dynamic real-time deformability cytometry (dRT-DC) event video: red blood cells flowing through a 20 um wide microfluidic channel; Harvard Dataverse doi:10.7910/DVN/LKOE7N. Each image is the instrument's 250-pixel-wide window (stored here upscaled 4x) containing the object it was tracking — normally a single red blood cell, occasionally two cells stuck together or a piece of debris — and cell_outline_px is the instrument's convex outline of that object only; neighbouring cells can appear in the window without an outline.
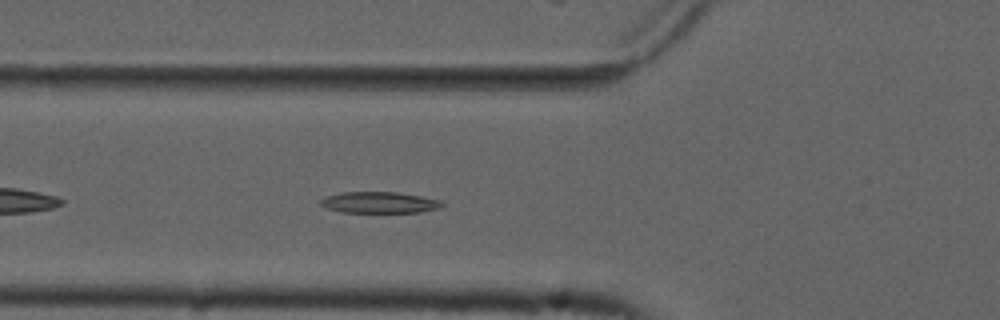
{"species": "common noctule bat (a hibernating species)", "species_latin": "Nyctalus noctula", "temperature_condition": "cold", "stored_images_in_passage": 42, "camera_frame_rate_fps": 3000, "um_per_image_px": 0.085, "animal": {"sex": "male", "forearm_length_mm": 52.5}, "frame": {"image": 1, "passage_image": 7, "time_ms": 2.0, "image_size_px": [1000, 320], "cell_outline_px": [[444, 204], [440, 208], [420, 212], [340, 212], [328, 208], [320, 204], [320, 200], [328, 196], [344, 192], [396, 192], [420, 196], [440, 200]], "centroid_in_image_um": [32.27, 17.21], "position_along_channel_um": 93.5, "area_um2": 14.85}}
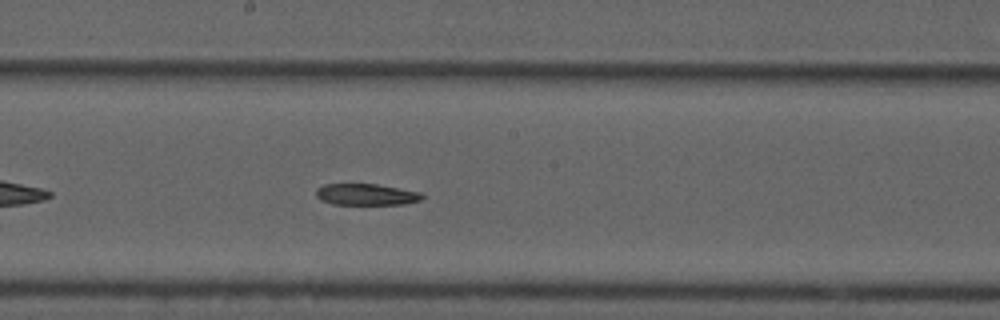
{"frame": {"image": 2, "passage_image": 17, "time_ms": 5.333, "image_size_px": [1000, 320], "cell_outline_px": [[424, 196], [420, 200], [404, 204], [332, 204], [320, 200], [316, 196], [316, 188], [324, 184], [376, 184], [420, 192]], "centroid_in_image_um": [31.09, 16.53], "position_along_channel_um": 217.1, "area_um2": 13.18}}
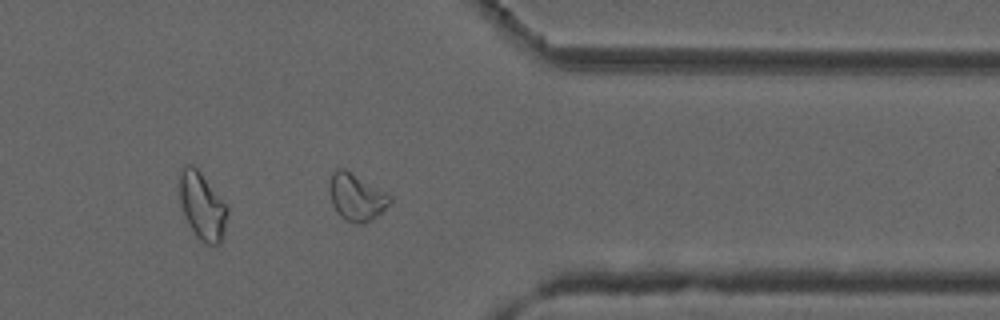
{"frame": {"image": 3, "passage_image": 31, "time_ms": 10.0, "image_size_px": [1000, 320], "cell_outline_px": [[392, 200], [376, 216], [364, 224], [356, 224], [340, 216], [336, 212], [332, 204], [328, 188], [332, 172], [336, 168], [344, 168], [388, 192], [392, 196]], "centroid_in_image_um": [30.28, 16.73], "position_along_channel_um": 381.1, "area_um2": 16.7}, "authors_computed_cell_mechanics": {"area_um2": 15.4326, "velocity_mm_per_s": 3.7002, "shape_relaxation_time_tau1_ms": null, "shape_relaxation_time_tau2_ms": 10.2232, "deformation_change_tau1": null, "deformation_change_tau2": 0.1506}}